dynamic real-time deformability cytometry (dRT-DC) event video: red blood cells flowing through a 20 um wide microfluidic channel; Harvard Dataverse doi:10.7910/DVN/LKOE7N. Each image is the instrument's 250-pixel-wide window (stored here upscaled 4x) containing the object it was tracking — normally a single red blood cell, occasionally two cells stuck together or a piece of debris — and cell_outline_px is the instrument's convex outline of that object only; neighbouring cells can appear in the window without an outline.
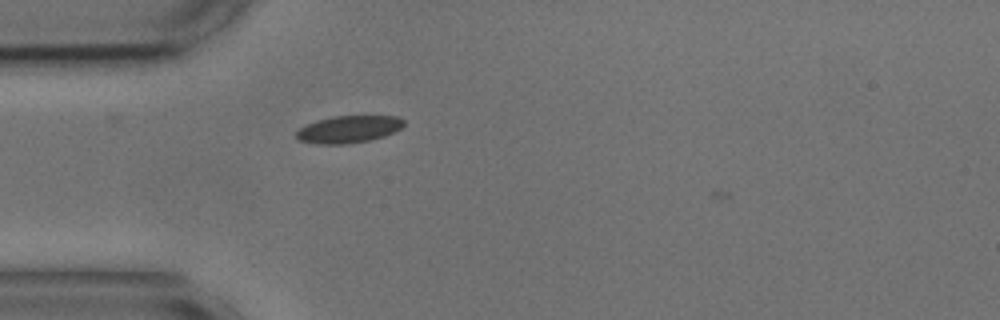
{"species": "common noctule bat (a hibernating species)", "species_latin": "Nyctalus noctula", "temperature_condition": "cold", "stored_images_in_passage": 2, "camera_frame_rate_fps": 3000, "um_per_image_px": 0.085, "animal": {"sex": "male", "body_mass_g": 17.9, "forearm_length_mm": 54.2}, "frame": {"image": 1, "passage_image": 1, "time_ms": 0.0, "image_size_px": [1000, 320], "cell_outline_px": [[404, 124], [400, 128], [384, 136], [368, 140], [344, 144], [316, 144], [300, 140], [296, 136], [296, 132], [300, 128], [316, 120], [332, 116], [400, 116], [404, 120]], "centroid_in_image_um": [29.63, 10.98], "position_along_channel_um": 55.4, "area_um2": 16.88}}